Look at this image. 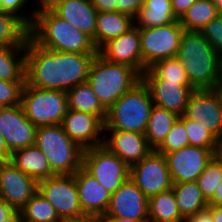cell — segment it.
<instances>
[{
	"instance_id": "1",
	"label": "cell",
	"mask_w": 222,
	"mask_h": 222,
	"mask_svg": "<svg viewBox=\"0 0 222 222\" xmlns=\"http://www.w3.org/2000/svg\"><path fill=\"white\" fill-rule=\"evenodd\" d=\"M95 55L48 50L28 37L25 82L43 90L67 92L76 85L87 82L89 68Z\"/></svg>"
},
{
	"instance_id": "2",
	"label": "cell",
	"mask_w": 222,
	"mask_h": 222,
	"mask_svg": "<svg viewBox=\"0 0 222 222\" xmlns=\"http://www.w3.org/2000/svg\"><path fill=\"white\" fill-rule=\"evenodd\" d=\"M36 2L39 6L35 8L29 37L37 45L64 53H98L89 36L57 16L42 0Z\"/></svg>"
},
{
	"instance_id": "3",
	"label": "cell",
	"mask_w": 222,
	"mask_h": 222,
	"mask_svg": "<svg viewBox=\"0 0 222 222\" xmlns=\"http://www.w3.org/2000/svg\"><path fill=\"white\" fill-rule=\"evenodd\" d=\"M176 58L194 90L219 89L221 56L200 31H184Z\"/></svg>"
},
{
	"instance_id": "4",
	"label": "cell",
	"mask_w": 222,
	"mask_h": 222,
	"mask_svg": "<svg viewBox=\"0 0 222 222\" xmlns=\"http://www.w3.org/2000/svg\"><path fill=\"white\" fill-rule=\"evenodd\" d=\"M141 80L142 75L135 68L107 61L97 53L91 62L87 82L99 102L108 110Z\"/></svg>"
},
{
	"instance_id": "5",
	"label": "cell",
	"mask_w": 222,
	"mask_h": 222,
	"mask_svg": "<svg viewBox=\"0 0 222 222\" xmlns=\"http://www.w3.org/2000/svg\"><path fill=\"white\" fill-rule=\"evenodd\" d=\"M153 106L150 90L141 80L107 110L104 130L144 134Z\"/></svg>"
},
{
	"instance_id": "6",
	"label": "cell",
	"mask_w": 222,
	"mask_h": 222,
	"mask_svg": "<svg viewBox=\"0 0 222 222\" xmlns=\"http://www.w3.org/2000/svg\"><path fill=\"white\" fill-rule=\"evenodd\" d=\"M35 144L56 175L74 174L82 167L84 149L66 134L61 124L39 126Z\"/></svg>"
},
{
	"instance_id": "7",
	"label": "cell",
	"mask_w": 222,
	"mask_h": 222,
	"mask_svg": "<svg viewBox=\"0 0 222 222\" xmlns=\"http://www.w3.org/2000/svg\"><path fill=\"white\" fill-rule=\"evenodd\" d=\"M21 104L35 126L59 125L68 111L67 92L43 90L25 83Z\"/></svg>"
},
{
	"instance_id": "8",
	"label": "cell",
	"mask_w": 222,
	"mask_h": 222,
	"mask_svg": "<svg viewBox=\"0 0 222 222\" xmlns=\"http://www.w3.org/2000/svg\"><path fill=\"white\" fill-rule=\"evenodd\" d=\"M184 31L179 20L169 25L139 28L143 72L159 60L176 57Z\"/></svg>"
},
{
	"instance_id": "9",
	"label": "cell",
	"mask_w": 222,
	"mask_h": 222,
	"mask_svg": "<svg viewBox=\"0 0 222 222\" xmlns=\"http://www.w3.org/2000/svg\"><path fill=\"white\" fill-rule=\"evenodd\" d=\"M38 191L65 222L87 217L80 206L74 174H58L38 182Z\"/></svg>"
},
{
	"instance_id": "10",
	"label": "cell",
	"mask_w": 222,
	"mask_h": 222,
	"mask_svg": "<svg viewBox=\"0 0 222 222\" xmlns=\"http://www.w3.org/2000/svg\"><path fill=\"white\" fill-rule=\"evenodd\" d=\"M82 167L111 194L130 174V167L103 144L84 150Z\"/></svg>"
},
{
	"instance_id": "11",
	"label": "cell",
	"mask_w": 222,
	"mask_h": 222,
	"mask_svg": "<svg viewBox=\"0 0 222 222\" xmlns=\"http://www.w3.org/2000/svg\"><path fill=\"white\" fill-rule=\"evenodd\" d=\"M129 176L148 198L173 186L166 158L156 150L132 165Z\"/></svg>"
},
{
	"instance_id": "12",
	"label": "cell",
	"mask_w": 222,
	"mask_h": 222,
	"mask_svg": "<svg viewBox=\"0 0 222 222\" xmlns=\"http://www.w3.org/2000/svg\"><path fill=\"white\" fill-rule=\"evenodd\" d=\"M183 116L209 127V132L219 141L222 134V89L194 90Z\"/></svg>"
},
{
	"instance_id": "13",
	"label": "cell",
	"mask_w": 222,
	"mask_h": 222,
	"mask_svg": "<svg viewBox=\"0 0 222 222\" xmlns=\"http://www.w3.org/2000/svg\"><path fill=\"white\" fill-rule=\"evenodd\" d=\"M216 151L203 147L187 146L163 154L167 161L172 183L196 181L216 155Z\"/></svg>"
},
{
	"instance_id": "14",
	"label": "cell",
	"mask_w": 222,
	"mask_h": 222,
	"mask_svg": "<svg viewBox=\"0 0 222 222\" xmlns=\"http://www.w3.org/2000/svg\"><path fill=\"white\" fill-rule=\"evenodd\" d=\"M103 218H127L149 222L148 197L136 186L130 176L111 194Z\"/></svg>"
},
{
	"instance_id": "15",
	"label": "cell",
	"mask_w": 222,
	"mask_h": 222,
	"mask_svg": "<svg viewBox=\"0 0 222 222\" xmlns=\"http://www.w3.org/2000/svg\"><path fill=\"white\" fill-rule=\"evenodd\" d=\"M37 126L25 115L22 104L0 107V132L11 153L34 145Z\"/></svg>"
},
{
	"instance_id": "16",
	"label": "cell",
	"mask_w": 222,
	"mask_h": 222,
	"mask_svg": "<svg viewBox=\"0 0 222 222\" xmlns=\"http://www.w3.org/2000/svg\"><path fill=\"white\" fill-rule=\"evenodd\" d=\"M38 191V181L11 161L0 164V199L21 210Z\"/></svg>"
},
{
	"instance_id": "17",
	"label": "cell",
	"mask_w": 222,
	"mask_h": 222,
	"mask_svg": "<svg viewBox=\"0 0 222 222\" xmlns=\"http://www.w3.org/2000/svg\"><path fill=\"white\" fill-rule=\"evenodd\" d=\"M143 82L148 86L155 106L182 116L186 110L189 97L194 91L190 85H179L157 79L148 69L142 74Z\"/></svg>"
},
{
	"instance_id": "18",
	"label": "cell",
	"mask_w": 222,
	"mask_h": 222,
	"mask_svg": "<svg viewBox=\"0 0 222 222\" xmlns=\"http://www.w3.org/2000/svg\"><path fill=\"white\" fill-rule=\"evenodd\" d=\"M61 125L66 134L84 150L104 142V123L90 113L68 109Z\"/></svg>"
},
{
	"instance_id": "19",
	"label": "cell",
	"mask_w": 222,
	"mask_h": 222,
	"mask_svg": "<svg viewBox=\"0 0 222 222\" xmlns=\"http://www.w3.org/2000/svg\"><path fill=\"white\" fill-rule=\"evenodd\" d=\"M57 16L89 36L95 46L98 11L91 0H42Z\"/></svg>"
},
{
	"instance_id": "20",
	"label": "cell",
	"mask_w": 222,
	"mask_h": 222,
	"mask_svg": "<svg viewBox=\"0 0 222 222\" xmlns=\"http://www.w3.org/2000/svg\"><path fill=\"white\" fill-rule=\"evenodd\" d=\"M98 53L107 61L129 65L143 74L140 33L136 26L121 36L109 40Z\"/></svg>"
},
{
	"instance_id": "21",
	"label": "cell",
	"mask_w": 222,
	"mask_h": 222,
	"mask_svg": "<svg viewBox=\"0 0 222 222\" xmlns=\"http://www.w3.org/2000/svg\"><path fill=\"white\" fill-rule=\"evenodd\" d=\"M104 133L103 145L129 167L141 161L153 150L145 134L122 130H104Z\"/></svg>"
},
{
	"instance_id": "22",
	"label": "cell",
	"mask_w": 222,
	"mask_h": 222,
	"mask_svg": "<svg viewBox=\"0 0 222 222\" xmlns=\"http://www.w3.org/2000/svg\"><path fill=\"white\" fill-rule=\"evenodd\" d=\"M74 176L83 213L87 217L103 218L111 199V193L83 167L79 168Z\"/></svg>"
},
{
	"instance_id": "23",
	"label": "cell",
	"mask_w": 222,
	"mask_h": 222,
	"mask_svg": "<svg viewBox=\"0 0 222 222\" xmlns=\"http://www.w3.org/2000/svg\"><path fill=\"white\" fill-rule=\"evenodd\" d=\"M11 162L38 182L56 175L51 170L46 156L36 144L14 151L11 155Z\"/></svg>"
},
{
	"instance_id": "24",
	"label": "cell",
	"mask_w": 222,
	"mask_h": 222,
	"mask_svg": "<svg viewBox=\"0 0 222 222\" xmlns=\"http://www.w3.org/2000/svg\"><path fill=\"white\" fill-rule=\"evenodd\" d=\"M134 26V18L126 14L118 11L98 12L95 31L96 49L99 50L109 40L121 36Z\"/></svg>"
},
{
	"instance_id": "25",
	"label": "cell",
	"mask_w": 222,
	"mask_h": 222,
	"mask_svg": "<svg viewBox=\"0 0 222 222\" xmlns=\"http://www.w3.org/2000/svg\"><path fill=\"white\" fill-rule=\"evenodd\" d=\"M171 0H145L134 19L137 28L164 26L176 21Z\"/></svg>"
},
{
	"instance_id": "26",
	"label": "cell",
	"mask_w": 222,
	"mask_h": 222,
	"mask_svg": "<svg viewBox=\"0 0 222 222\" xmlns=\"http://www.w3.org/2000/svg\"><path fill=\"white\" fill-rule=\"evenodd\" d=\"M25 71L26 43L23 46H0V79L25 82Z\"/></svg>"
},
{
	"instance_id": "27",
	"label": "cell",
	"mask_w": 222,
	"mask_h": 222,
	"mask_svg": "<svg viewBox=\"0 0 222 222\" xmlns=\"http://www.w3.org/2000/svg\"><path fill=\"white\" fill-rule=\"evenodd\" d=\"M172 189L178 210L184 219L207 209L209 206L196 181L174 183Z\"/></svg>"
},
{
	"instance_id": "28",
	"label": "cell",
	"mask_w": 222,
	"mask_h": 222,
	"mask_svg": "<svg viewBox=\"0 0 222 222\" xmlns=\"http://www.w3.org/2000/svg\"><path fill=\"white\" fill-rule=\"evenodd\" d=\"M68 109L86 112L97 116L103 123L107 117V110L99 102L96 94L88 82L78 84L67 91Z\"/></svg>"
},
{
	"instance_id": "29",
	"label": "cell",
	"mask_w": 222,
	"mask_h": 222,
	"mask_svg": "<svg viewBox=\"0 0 222 222\" xmlns=\"http://www.w3.org/2000/svg\"><path fill=\"white\" fill-rule=\"evenodd\" d=\"M149 222H184L173 189L148 198Z\"/></svg>"
},
{
	"instance_id": "30",
	"label": "cell",
	"mask_w": 222,
	"mask_h": 222,
	"mask_svg": "<svg viewBox=\"0 0 222 222\" xmlns=\"http://www.w3.org/2000/svg\"><path fill=\"white\" fill-rule=\"evenodd\" d=\"M180 116L166 109L153 106L144 132L149 146L156 150L164 141L172 125Z\"/></svg>"
},
{
	"instance_id": "31",
	"label": "cell",
	"mask_w": 222,
	"mask_h": 222,
	"mask_svg": "<svg viewBox=\"0 0 222 222\" xmlns=\"http://www.w3.org/2000/svg\"><path fill=\"white\" fill-rule=\"evenodd\" d=\"M220 14L213 0H196L179 22L185 30L201 31L207 23Z\"/></svg>"
},
{
	"instance_id": "32",
	"label": "cell",
	"mask_w": 222,
	"mask_h": 222,
	"mask_svg": "<svg viewBox=\"0 0 222 222\" xmlns=\"http://www.w3.org/2000/svg\"><path fill=\"white\" fill-rule=\"evenodd\" d=\"M29 28L15 15L0 11V46H23Z\"/></svg>"
},
{
	"instance_id": "33",
	"label": "cell",
	"mask_w": 222,
	"mask_h": 222,
	"mask_svg": "<svg viewBox=\"0 0 222 222\" xmlns=\"http://www.w3.org/2000/svg\"><path fill=\"white\" fill-rule=\"evenodd\" d=\"M22 219L27 222H63L54 207L37 191L20 210Z\"/></svg>"
},
{
	"instance_id": "34",
	"label": "cell",
	"mask_w": 222,
	"mask_h": 222,
	"mask_svg": "<svg viewBox=\"0 0 222 222\" xmlns=\"http://www.w3.org/2000/svg\"><path fill=\"white\" fill-rule=\"evenodd\" d=\"M148 70L157 79L177 82L179 85H190L187 72L176 57L159 60L150 66Z\"/></svg>"
},
{
	"instance_id": "35",
	"label": "cell",
	"mask_w": 222,
	"mask_h": 222,
	"mask_svg": "<svg viewBox=\"0 0 222 222\" xmlns=\"http://www.w3.org/2000/svg\"><path fill=\"white\" fill-rule=\"evenodd\" d=\"M203 196L209 201L222 182V162L215 155L196 180Z\"/></svg>"
},
{
	"instance_id": "36",
	"label": "cell",
	"mask_w": 222,
	"mask_h": 222,
	"mask_svg": "<svg viewBox=\"0 0 222 222\" xmlns=\"http://www.w3.org/2000/svg\"><path fill=\"white\" fill-rule=\"evenodd\" d=\"M185 129L190 146L203 147L210 150H218L219 141L209 132V127H205L200 121H192L185 118Z\"/></svg>"
},
{
	"instance_id": "37",
	"label": "cell",
	"mask_w": 222,
	"mask_h": 222,
	"mask_svg": "<svg viewBox=\"0 0 222 222\" xmlns=\"http://www.w3.org/2000/svg\"><path fill=\"white\" fill-rule=\"evenodd\" d=\"M187 146H190V144L185 129V117L182 115L172 125L171 130L156 151L167 154Z\"/></svg>"
},
{
	"instance_id": "38",
	"label": "cell",
	"mask_w": 222,
	"mask_h": 222,
	"mask_svg": "<svg viewBox=\"0 0 222 222\" xmlns=\"http://www.w3.org/2000/svg\"><path fill=\"white\" fill-rule=\"evenodd\" d=\"M25 83L0 79V107H12L20 104Z\"/></svg>"
},
{
	"instance_id": "39",
	"label": "cell",
	"mask_w": 222,
	"mask_h": 222,
	"mask_svg": "<svg viewBox=\"0 0 222 222\" xmlns=\"http://www.w3.org/2000/svg\"><path fill=\"white\" fill-rule=\"evenodd\" d=\"M30 1L31 0H0V11L15 15L28 28H30L35 19V9L33 8V11L29 14L24 11V8Z\"/></svg>"
},
{
	"instance_id": "40",
	"label": "cell",
	"mask_w": 222,
	"mask_h": 222,
	"mask_svg": "<svg viewBox=\"0 0 222 222\" xmlns=\"http://www.w3.org/2000/svg\"><path fill=\"white\" fill-rule=\"evenodd\" d=\"M212 47L222 56V13L200 31Z\"/></svg>"
},
{
	"instance_id": "41",
	"label": "cell",
	"mask_w": 222,
	"mask_h": 222,
	"mask_svg": "<svg viewBox=\"0 0 222 222\" xmlns=\"http://www.w3.org/2000/svg\"><path fill=\"white\" fill-rule=\"evenodd\" d=\"M92 5L98 12H113L121 13L122 0H91Z\"/></svg>"
},
{
	"instance_id": "42",
	"label": "cell",
	"mask_w": 222,
	"mask_h": 222,
	"mask_svg": "<svg viewBox=\"0 0 222 222\" xmlns=\"http://www.w3.org/2000/svg\"><path fill=\"white\" fill-rule=\"evenodd\" d=\"M144 4L145 0H122L121 13L135 19Z\"/></svg>"
},
{
	"instance_id": "43",
	"label": "cell",
	"mask_w": 222,
	"mask_h": 222,
	"mask_svg": "<svg viewBox=\"0 0 222 222\" xmlns=\"http://www.w3.org/2000/svg\"><path fill=\"white\" fill-rule=\"evenodd\" d=\"M196 0H171L172 9L177 20H180Z\"/></svg>"
},
{
	"instance_id": "44",
	"label": "cell",
	"mask_w": 222,
	"mask_h": 222,
	"mask_svg": "<svg viewBox=\"0 0 222 222\" xmlns=\"http://www.w3.org/2000/svg\"><path fill=\"white\" fill-rule=\"evenodd\" d=\"M184 222H213V217L211 211L207 208L185 219Z\"/></svg>"
},
{
	"instance_id": "45",
	"label": "cell",
	"mask_w": 222,
	"mask_h": 222,
	"mask_svg": "<svg viewBox=\"0 0 222 222\" xmlns=\"http://www.w3.org/2000/svg\"><path fill=\"white\" fill-rule=\"evenodd\" d=\"M12 153L9 151L5 139L0 132V164L10 162Z\"/></svg>"
},
{
	"instance_id": "46",
	"label": "cell",
	"mask_w": 222,
	"mask_h": 222,
	"mask_svg": "<svg viewBox=\"0 0 222 222\" xmlns=\"http://www.w3.org/2000/svg\"><path fill=\"white\" fill-rule=\"evenodd\" d=\"M17 210L9 205L5 200L0 199V222L11 217Z\"/></svg>"
},
{
	"instance_id": "47",
	"label": "cell",
	"mask_w": 222,
	"mask_h": 222,
	"mask_svg": "<svg viewBox=\"0 0 222 222\" xmlns=\"http://www.w3.org/2000/svg\"><path fill=\"white\" fill-rule=\"evenodd\" d=\"M209 206H222V182L215 191L213 197L208 201Z\"/></svg>"
},
{
	"instance_id": "48",
	"label": "cell",
	"mask_w": 222,
	"mask_h": 222,
	"mask_svg": "<svg viewBox=\"0 0 222 222\" xmlns=\"http://www.w3.org/2000/svg\"><path fill=\"white\" fill-rule=\"evenodd\" d=\"M212 213L213 222H222V206H208Z\"/></svg>"
},
{
	"instance_id": "49",
	"label": "cell",
	"mask_w": 222,
	"mask_h": 222,
	"mask_svg": "<svg viewBox=\"0 0 222 222\" xmlns=\"http://www.w3.org/2000/svg\"><path fill=\"white\" fill-rule=\"evenodd\" d=\"M102 222H142L140 220H132L127 218H101Z\"/></svg>"
},
{
	"instance_id": "50",
	"label": "cell",
	"mask_w": 222,
	"mask_h": 222,
	"mask_svg": "<svg viewBox=\"0 0 222 222\" xmlns=\"http://www.w3.org/2000/svg\"><path fill=\"white\" fill-rule=\"evenodd\" d=\"M22 216L20 210H17L11 217L4 219L2 222H21Z\"/></svg>"
},
{
	"instance_id": "51",
	"label": "cell",
	"mask_w": 222,
	"mask_h": 222,
	"mask_svg": "<svg viewBox=\"0 0 222 222\" xmlns=\"http://www.w3.org/2000/svg\"><path fill=\"white\" fill-rule=\"evenodd\" d=\"M65 222H102V220L99 217H84L78 220H68Z\"/></svg>"
},
{
	"instance_id": "52",
	"label": "cell",
	"mask_w": 222,
	"mask_h": 222,
	"mask_svg": "<svg viewBox=\"0 0 222 222\" xmlns=\"http://www.w3.org/2000/svg\"><path fill=\"white\" fill-rule=\"evenodd\" d=\"M218 7L219 11L222 13V0H213Z\"/></svg>"
},
{
	"instance_id": "53",
	"label": "cell",
	"mask_w": 222,
	"mask_h": 222,
	"mask_svg": "<svg viewBox=\"0 0 222 222\" xmlns=\"http://www.w3.org/2000/svg\"><path fill=\"white\" fill-rule=\"evenodd\" d=\"M216 156L220 159V161L222 162V146H220L218 148V150L216 151Z\"/></svg>"
},
{
	"instance_id": "54",
	"label": "cell",
	"mask_w": 222,
	"mask_h": 222,
	"mask_svg": "<svg viewBox=\"0 0 222 222\" xmlns=\"http://www.w3.org/2000/svg\"><path fill=\"white\" fill-rule=\"evenodd\" d=\"M219 89H222V56H221V65H220V84Z\"/></svg>"
},
{
	"instance_id": "55",
	"label": "cell",
	"mask_w": 222,
	"mask_h": 222,
	"mask_svg": "<svg viewBox=\"0 0 222 222\" xmlns=\"http://www.w3.org/2000/svg\"><path fill=\"white\" fill-rule=\"evenodd\" d=\"M219 144H220V146H222V134H221V137H220V140H219Z\"/></svg>"
}]
</instances>
